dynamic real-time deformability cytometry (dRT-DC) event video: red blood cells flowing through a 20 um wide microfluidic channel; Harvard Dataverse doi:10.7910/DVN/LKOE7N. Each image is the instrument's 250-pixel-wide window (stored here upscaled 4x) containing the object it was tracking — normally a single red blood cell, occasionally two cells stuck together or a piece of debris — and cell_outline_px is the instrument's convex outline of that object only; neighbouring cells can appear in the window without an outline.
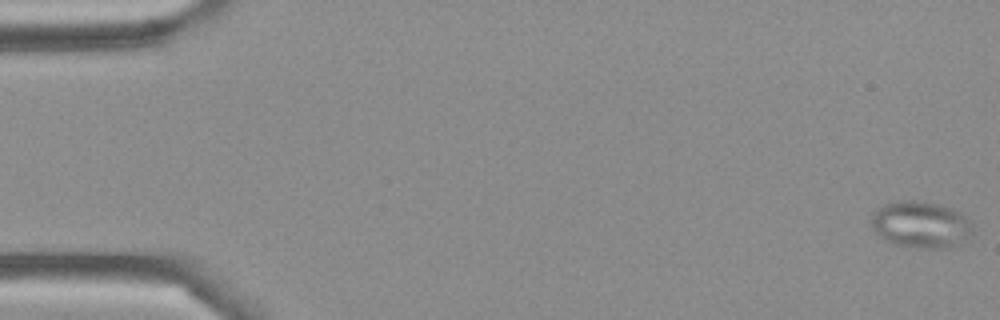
{"species": "Egyptian fruit bat (a non-hibernating species)", "species_latin": "Rousettus aegyptiacus", "temperature_condition": "cold", "stored_images_in_passage": 48, "camera_frame_rate_fps": 3000, "um_per_image_px": 0.085, "frame": {"image": 1, "passage_image": 1, "time_ms": 0.0, "image_size_px": [1000, 320], "cell_outline_px": [[972, 232], [968, 236], [956, 244], [948, 248], [916, 248], [892, 244], [884, 240], [872, 228], [872, 212], [876, 208], [884, 204], [900, 200], [912, 200], [936, 204], [952, 208], [960, 212], [968, 220], [972, 228]], "centroid_in_image_um": [78.21, 19.09], "position_along_channel_um": 6.8, "area_um2": 27.46}}
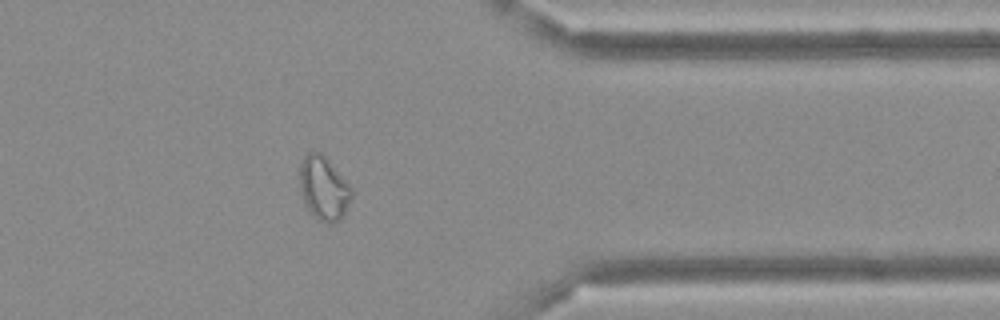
{"frame": {"image": 2, "passage_image": 39, "time_ms": 12.667, "image_size_px": [1000, 320], "cell_outline_px": [[352, 196], [344, 216], [340, 220], [328, 224], [316, 220], [312, 216], [304, 200], [300, 188], [300, 164], [304, 156], [308, 152], [320, 152], [328, 160], [352, 188]], "centroid_in_image_um": [27.52, 16.04], "position_along_channel_um": 383.9, "area_um2": 19.19}}
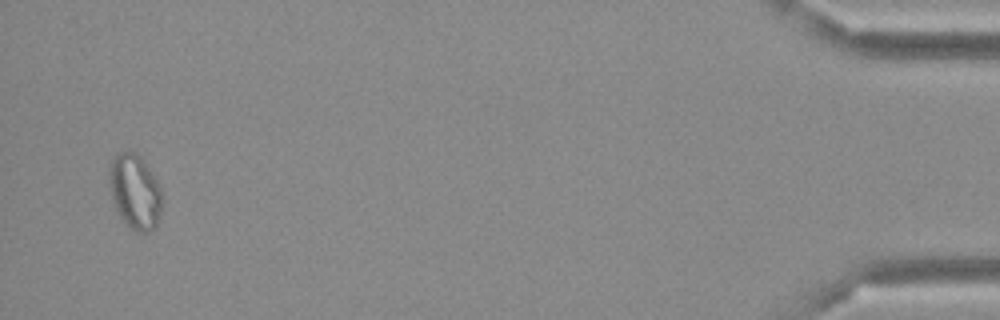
{"frame": {"image": 3, "passage_image": 47, "time_ms": 15.333, "image_size_px": [1000, 320], "cell_outline_px": [[160, 212], [156, 228], [148, 232], [136, 232], [128, 228], [120, 216], [112, 200], [108, 180], [108, 168], [112, 160], [120, 152], [128, 148], [136, 152], [144, 160], [156, 180], [160, 188]], "centroid_in_image_um": [11.43, 16.27], "position_along_channel_um": 423.8, "area_um2": 23.24}}